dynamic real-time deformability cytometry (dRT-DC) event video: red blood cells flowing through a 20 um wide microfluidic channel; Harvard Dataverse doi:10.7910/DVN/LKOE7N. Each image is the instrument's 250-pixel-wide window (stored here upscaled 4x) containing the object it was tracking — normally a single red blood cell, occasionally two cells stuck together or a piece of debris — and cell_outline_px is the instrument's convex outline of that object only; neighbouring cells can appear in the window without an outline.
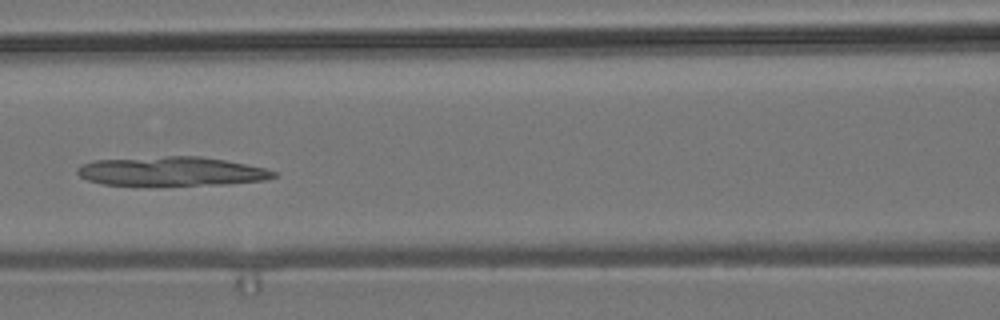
{"species": "common noctule bat (a hibernating species)", "species_latin": "Nyctalus noctula", "temperature_condition": "room temperature", "stored_images_in_passage": 6, "camera_frame_rate_fps": 3000, "um_per_image_px": 0.085, "animal": {"sex": "male", "body_mass_g": 19.2, "forearm_length_mm": 51.8}, "frame": {"image": 1, "passage_image": 6, "time_ms": 7.333, "image_size_px": [1000, 320], "cell_outline_px": [[276, 176], [268, 180], [228, 184], [104, 184], [88, 180], [80, 176], [76, 172], [76, 168], [80, 164], [92, 160], [168, 156], [200, 156], [224, 160], [264, 168], [276, 172]], "centroid_in_image_um": [14.57, 14.55], "position_along_channel_um": 152.0, "area_um2": 32.89}}